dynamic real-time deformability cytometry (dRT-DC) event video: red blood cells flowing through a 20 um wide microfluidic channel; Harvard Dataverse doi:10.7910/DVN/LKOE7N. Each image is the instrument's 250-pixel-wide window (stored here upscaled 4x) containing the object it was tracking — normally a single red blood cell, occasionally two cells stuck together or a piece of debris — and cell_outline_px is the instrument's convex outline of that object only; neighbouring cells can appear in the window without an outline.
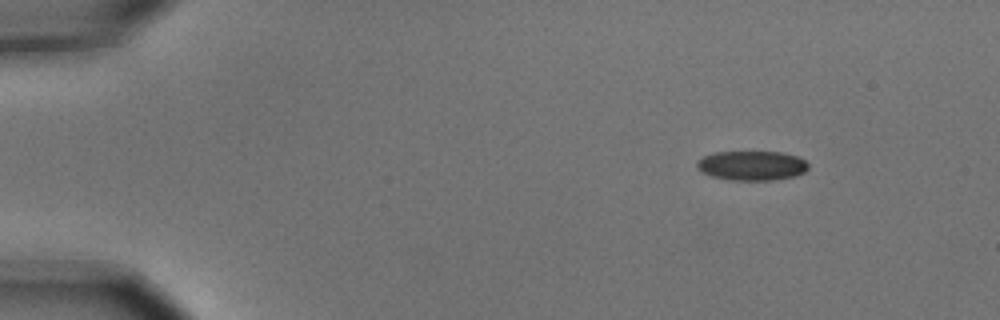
{"species": "common noctule bat (a hibernating species)", "species_latin": "Nyctalus noctula", "temperature_condition": "cold", "stored_images_in_passage": 4, "camera_frame_rate_fps": 3000, "um_per_image_px": 0.085, "animal": {"sex": "male", "body_mass_g": 15.6}, "frame": {"image": 1, "passage_image": 2, "time_ms": 0.333, "image_size_px": [1000, 320], "cell_outline_px": [[808, 168], [804, 172], [796, 176], [772, 180], [732, 180], [712, 176], [700, 172], [696, 168], [696, 160], [704, 156], [716, 152], [784, 152], [796, 156], [804, 160], [808, 164]], "centroid_in_image_um": [63.88, 14.07], "position_along_channel_um": 21.1, "area_um2": 19.25}}